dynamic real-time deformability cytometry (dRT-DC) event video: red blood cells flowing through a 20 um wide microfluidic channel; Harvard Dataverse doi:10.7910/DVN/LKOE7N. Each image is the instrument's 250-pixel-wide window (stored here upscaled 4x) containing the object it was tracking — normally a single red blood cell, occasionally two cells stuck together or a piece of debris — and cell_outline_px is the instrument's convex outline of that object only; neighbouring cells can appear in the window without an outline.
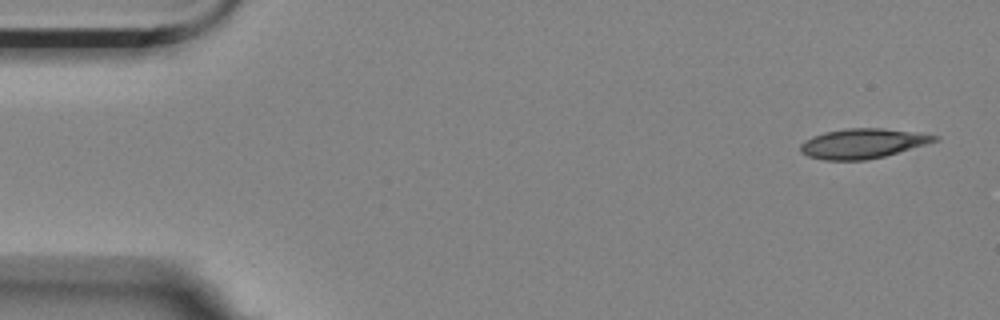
{"species": "Egyptian fruit bat (a non-hibernating species)", "species_latin": "Rousettus aegyptiacus", "temperature_condition": "room temperature", "stored_images_in_passage": 5, "camera_frame_rate_fps": 3000, "um_per_image_px": 0.085, "animal": {"sex": "female"}, "frame": {"image": 1, "passage_image": 1, "time_ms": 0.0, "image_size_px": [1000, 320], "cell_outline_px": [[940, 140], [884, 156], [864, 160], [824, 160], [808, 156], [800, 152], [800, 144], [804, 140], [812, 136], [824, 132], [848, 128], [884, 128], [916, 132], [940, 136]], "centroid_in_image_um": [73.31, 12.19], "position_along_channel_um": 11.7, "area_um2": 23.29}}
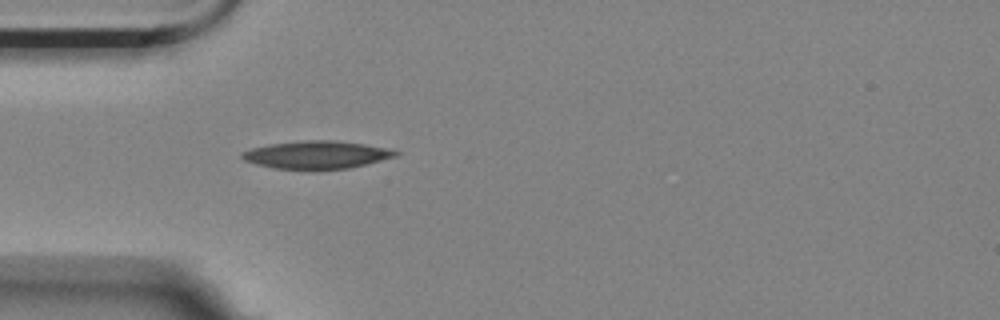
{"frame": {"image": 2, "passage_image": 5, "time_ms": 1.333, "image_size_px": [1000, 320], "cell_outline_px": [[400, 152], [396, 156], [348, 168], [316, 172], [272, 168], [256, 164], [244, 160], [240, 156], [240, 152], [252, 148], [268, 144], [308, 140], [336, 140], [364, 144], [384, 148]], "centroid_in_image_um": [26.84, 13.19], "position_along_channel_um": 58.2, "area_um2": 25.37}}